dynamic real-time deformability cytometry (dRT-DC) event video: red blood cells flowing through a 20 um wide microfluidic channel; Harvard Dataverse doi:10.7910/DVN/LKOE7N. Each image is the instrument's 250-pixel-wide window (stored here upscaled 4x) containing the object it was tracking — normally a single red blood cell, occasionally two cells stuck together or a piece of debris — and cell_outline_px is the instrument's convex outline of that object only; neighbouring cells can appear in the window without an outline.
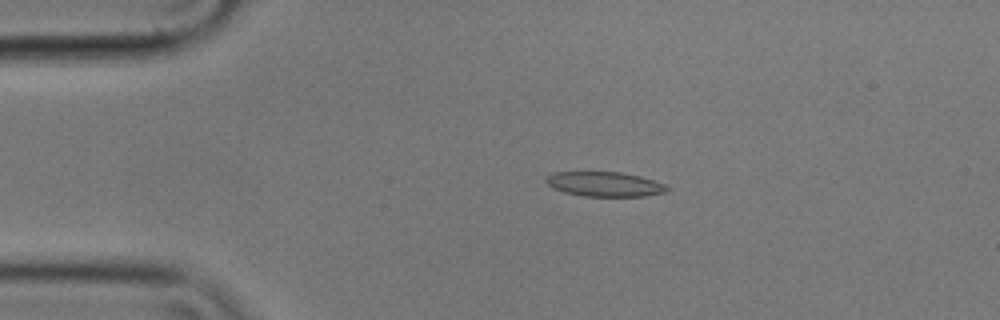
{"species": "common noctule bat (a hibernating species)", "species_latin": "Nyctalus noctula", "temperature_condition": "cold", "stored_images_in_passage": 56, "camera_frame_rate_fps": 3000, "um_per_image_px": 0.085, "animal": {"sex": "male", "body_mass_g": 17.9}, "frame": {"image": 1, "passage_image": 11, "time_ms": 3.333, "image_size_px": [1000, 320], "cell_outline_px": [[672, 188], [664, 192], [644, 196], [584, 196], [564, 192], [552, 188], [544, 180], [552, 172], [620, 172], [640, 176], [664, 184]], "centroid_in_image_um": [51.38, 15.65], "position_along_channel_um": 33.6, "area_um2": 17.34}}
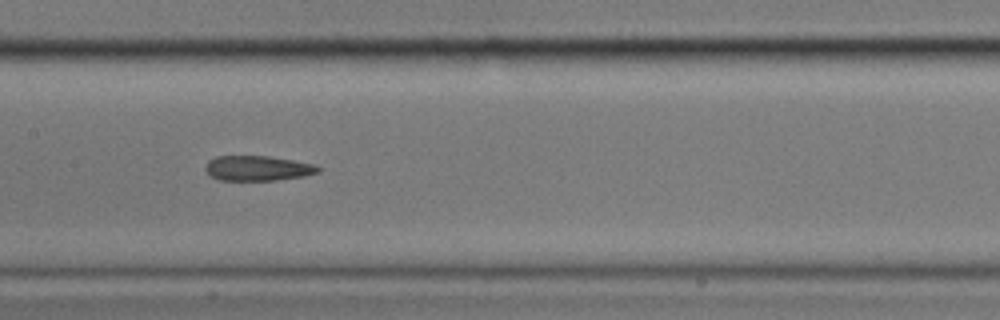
{"frame": {"image": 2, "passage_image": 27, "time_ms": 8.667, "image_size_px": [1000, 320], "cell_outline_px": [[320, 172], [304, 176], [276, 180], [220, 180], [212, 176], [204, 168], [208, 160], [216, 156], [268, 156], [316, 164], [320, 168]], "centroid_in_image_um": [21.92, 14.29], "position_along_channel_um": 185.5, "area_um2": 16.42}}
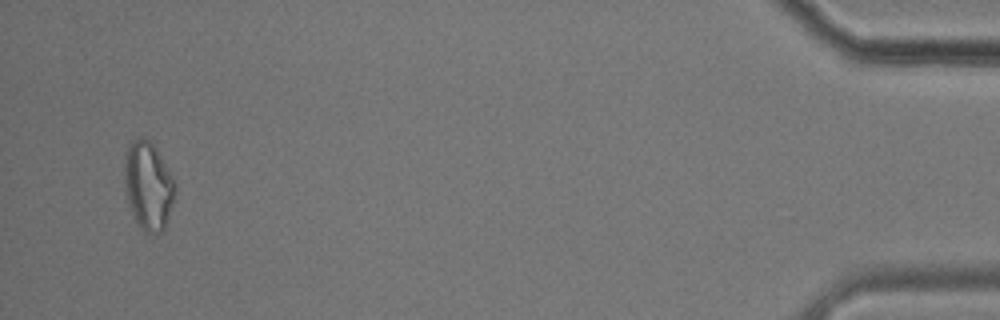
{"frame": {"image": 3, "passage_image": 54, "time_ms": 17.667, "image_size_px": [1000, 320], "cell_outline_px": [[176, 192], [164, 228], [156, 236], [152, 236], [144, 232], [136, 224], [128, 204], [124, 180], [124, 164], [128, 144], [132, 140], [140, 136], [144, 136], [156, 148], [172, 176], [176, 184]], "centroid_in_image_um": [12.58, 15.81], "position_along_channel_um": 422.6, "area_um2": 26.36}, "authors_computed_cell_mechanics": {"area_um2": 17.8602, "velocity_mm_per_s": 3.5443, "shape_relaxation_time_tau1_ms": null, "shape_relaxation_time_tau2_ms": 5.4574, "deformation_change_tau1": null, "deformation_change_tau2": 0.1439}}